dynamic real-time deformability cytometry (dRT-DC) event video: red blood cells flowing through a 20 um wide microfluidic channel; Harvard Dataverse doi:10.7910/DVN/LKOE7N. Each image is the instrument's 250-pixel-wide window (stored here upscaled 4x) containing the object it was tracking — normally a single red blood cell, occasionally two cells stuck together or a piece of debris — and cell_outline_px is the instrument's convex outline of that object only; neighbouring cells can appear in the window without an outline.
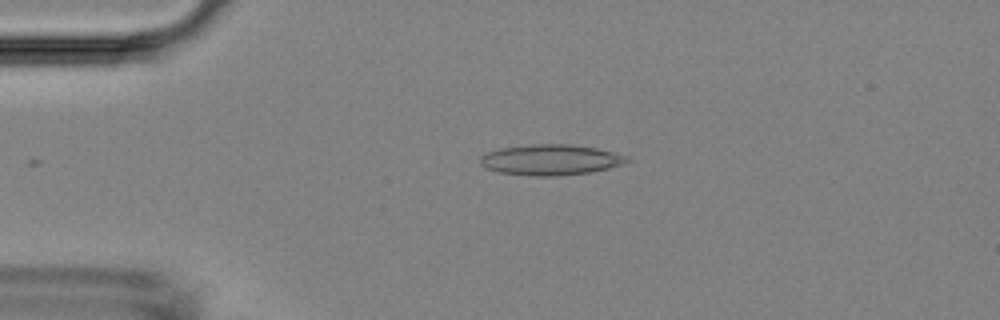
{"species": "Egyptian fruit bat (a non-hibernating species)", "species_latin": "Rousettus aegyptiacus", "temperature_condition": "room temperature", "stored_images_in_passage": 37, "camera_frame_rate_fps": 3000, "um_per_image_px": 0.085, "animal": {"sex": "female"}, "frame": {"image": 1, "passage_image": 3, "time_ms": 0.667, "image_size_px": [1000, 320], "cell_outline_px": [[632, 160], [624, 164], [608, 168], [588, 172], [556, 176], [532, 176], [500, 172], [484, 168], [480, 164], [480, 156], [488, 152], [500, 148], [532, 144], [572, 144], [596, 148], [616, 152], [628, 156]], "centroid_in_image_um": [46.82, 13.58], "position_along_channel_um": 38.2, "area_um2": 26.36}}
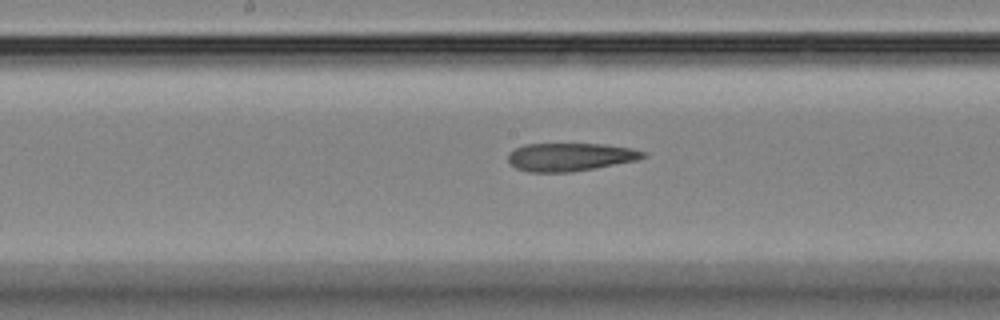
{"frame": {"image": 2, "passage_image": 17, "time_ms": 5.333, "image_size_px": [1000, 320], "cell_outline_px": [[648, 156], [636, 160], [596, 168], [572, 172], [528, 172], [516, 168], [508, 164], [508, 152], [524, 144], [604, 144], [632, 148], [648, 152]], "centroid_in_image_um": [48.46, 13.34], "position_along_channel_um": 199.7, "area_um2": 22.37}}
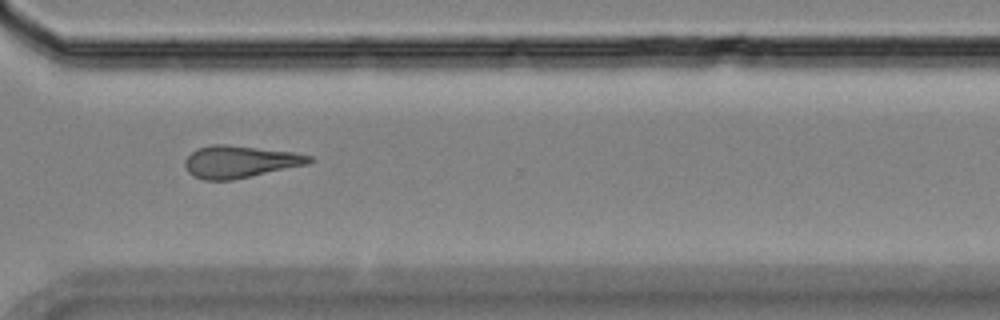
{"frame": {"image": 3, "passage_image": 28, "time_ms": 9.0, "image_size_px": [1000, 320], "cell_outline_px": [[316, 160], [308, 164], [252, 176], [232, 180], [204, 180], [188, 172], [184, 164], [184, 160], [196, 148], [212, 144], [228, 144], [296, 152], [312, 156]], "centroid_in_image_um": [20.42, 13.73], "position_along_channel_um": 350.2, "area_um2": 23.52}}